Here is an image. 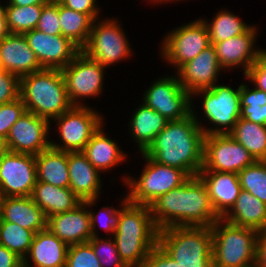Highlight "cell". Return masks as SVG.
Segmentation results:
<instances>
[{
  "label": "cell",
  "instance_id": "cell-3",
  "mask_svg": "<svg viewBox=\"0 0 266 267\" xmlns=\"http://www.w3.org/2000/svg\"><path fill=\"white\" fill-rule=\"evenodd\" d=\"M120 217L113 234L118 253L127 267H140L149 252L158 244L159 230L150 207L121 200Z\"/></svg>",
  "mask_w": 266,
  "mask_h": 267
},
{
  "label": "cell",
  "instance_id": "cell-27",
  "mask_svg": "<svg viewBox=\"0 0 266 267\" xmlns=\"http://www.w3.org/2000/svg\"><path fill=\"white\" fill-rule=\"evenodd\" d=\"M222 218L237 226L263 231L266 230V204L241 190L235 204Z\"/></svg>",
  "mask_w": 266,
  "mask_h": 267
},
{
  "label": "cell",
  "instance_id": "cell-30",
  "mask_svg": "<svg viewBox=\"0 0 266 267\" xmlns=\"http://www.w3.org/2000/svg\"><path fill=\"white\" fill-rule=\"evenodd\" d=\"M37 181L69 188L68 152L49 148L35 155Z\"/></svg>",
  "mask_w": 266,
  "mask_h": 267
},
{
  "label": "cell",
  "instance_id": "cell-37",
  "mask_svg": "<svg viewBox=\"0 0 266 267\" xmlns=\"http://www.w3.org/2000/svg\"><path fill=\"white\" fill-rule=\"evenodd\" d=\"M241 189L266 204V161H256L238 173Z\"/></svg>",
  "mask_w": 266,
  "mask_h": 267
},
{
  "label": "cell",
  "instance_id": "cell-48",
  "mask_svg": "<svg viewBox=\"0 0 266 267\" xmlns=\"http://www.w3.org/2000/svg\"><path fill=\"white\" fill-rule=\"evenodd\" d=\"M256 266L266 267V230L259 231L257 236Z\"/></svg>",
  "mask_w": 266,
  "mask_h": 267
},
{
  "label": "cell",
  "instance_id": "cell-8",
  "mask_svg": "<svg viewBox=\"0 0 266 267\" xmlns=\"http://www.w3.org/2000/svg\"><path fill=\"white\" fill-rule=\"evenodd\" d=\"M202 97L204 117L215 126H201L205 136L209 134H229L240 118V86L233 89L218 83L209 88L198 90L191 95ZM219 126V127H218ZM212 127V128H211Z\"/></svg>",
  "mask_w": 266,
  "mask_h": 267
},
{
  "label": "cell",
  "instance_id": "cell-54",
  "mask_svg": "<svg viewBox=\"0 0 266 267\" xmlns=\"http://www.w3.org/2000/svg\"><path fill=\"white\" fill-rule=\"evenodd\" d=\"M48 3H61L63 0H47Z\"/></svg>",
  "mask_w": 266,
  "mask_h": 267
},
{
  "label": "cell",
  "instance_id": "cell-28",
  "mask_svg": "<svg viewBox=\"0 0 266 267\" xmlns=\"http://www.w3.org/2000/svg\"><path fill=\"white\" fill-rule=\"evenodd\" d=\"M103 125L91 136L82 151L88 161L101 173L125 162L126 153L122 152L113 139L109 138Z\"/></svg>",
  "mask_w": 266,
  "mask_h": 267
},
{
  "label": "cell",
  "instance_id": "cell-17",
  "mask_svg": "<svg viewBox=\"0 0 266 267\" xmlns=\"http://www.w3.org/2000/svg\"><path fill=\"white\" fill-rule=\"evenodd\" d=\"M24 36L43 69L62 70L81 51L69 38L62 35H48L33 29L25 32Z\"/></svg>",
  "mask_w": 266,
  "mask_h": 267
},
{
  "label": "cell",
  "instance_id": "cell-22",
  "mask_svg": "<svg viewBox=\"0 0 266 267\" xmlns=\"http://www.w3.org/2000/svg\"><path fill=\"white\" fill-rule=\"evenodd\" d=\"M68 248L69 245L46 228L35 233L31 247L22 260V266L65 267Z\"/></svg>",
  "mask_w": 266,
  "mask_h": 267
},
{
  "label": "cell",
  "instance_id": "cell-2",
  "mask_svg": "<svg viewBox=\"0 0 266 267\" xmlns=\"http://www.w3.org/2000/svg\"><path fill=\"white\" fill-rule=\"evenodd\" d=\"M158 230L174 226H209L221 217L216 213L207 187L196 175L158 197L150 205Z\"/></svg>",
  "mask_w": 266,
  "mask_h": 267
},
{
  "label": "cell",
  "instance_id": "cell-50",
  "mask_svg": "<svg viewBox=\"0 0 266 267\" xmlns=\"http://www.w3.org/2000/svg\"><path fill=\"white\" fill-rule=\"evenodd\" d=\"M8 4L16 5V6H28V5H36V4H46L47 0H8Z\"/></svg>",
  "mask_w": 266,
  "mask_h": 267
},
{
  "label": "cell",
  "instance_id": "cell-38",
  "mask_svg": "<svg viewBox=\"0 0 266 267\" xmlns=\"http://www.w3.org/2000/svg\"><path fill=\"white\" fill-rule=\"evenodd\" d=\"M88 243L92 246L101 267H127L121 260L116 244L112 236L101 239L92 237Z\"/></svg>",
  "mask_w": 266,
  "mask_h": 267
},
{
  "label": "cell",
  "instance_id": "cell-42",
  "mask_svg": "<svg viewBox=\"0 0 266 267\" xmlns=\"http://www.w3.org/2000/svg\"><path fill=\"white\" fill-rule=\"evenodd\" d=\"M59 22V3H46L36 29L48 35H62Z\"/></svg>",
  "mask_w": 266,
  "mask_h": 267
},
{
  "label": "cell",
  "instance_id": "cell-1",
  "mask_svg": "<svg viewBox=\"0 0 266 267\" xmlns=\"http://www.w3.org/2000/svg\"><path fill=\"white\" fill-rule=\"evenodd\" d=\"M193 109L191 104L187 117L168 121L144 152L157 163L184 170L190 177L198 175L203 167L205 137Z\"/></svg>",
  "mask_w": 266,
  "mask_h": 267
},
{
  "label": "cell",
  "instance_id": "cell-5",
  "mask_svg": "<svg viewBox=\"0 0 266 267\" xmlns=\"http://www.w3.org/2000/svg\"><path fill=\"white\" fill-rule=\"evenodd\" d=\"M158 245L181 267H213L212 229L209 226L161 229Z\"/></svg>",
  "mask_w": 266,
  "mask_h": 267
},
{
  "label": "cell",
  "instance_id": "cell-10",
  "mask_svg": "<svg viewBox=\"0 0 266 267\" xmlns=\"http://www.w3.org/2000/svg\"><path fill=\"white\" fill-rule=\"evenodd\" d=\"M114 19H95L88 42L81 49L89 58L107 68L132 54L125 31L123 32L117 19Z\"/></svg>",
  "mask_w": 266,
  "mask_h": 267
},
{
  "label": "cell",
  "instance_id": "cell-20",
  "mask_svg": "<svg viewBox=\"0 0 266 267\" xmlns=\"http://www.w3.org/2000/svg\"><path fill=\"white\" fill-rule=\"evenodd\" d=\"M257 29L258 28L253 25L241 35L231 37L230 39L218 43H211L215 48L218 61L224 71L241 66L244 71L243 74L245 75L247 73L248 69L256 61L259 52L262 50L257 49L255 46Z\"/></svg>",
  "mask_w": 266,
  "mask_h": 267
},
{
  "label": "cell",
  "instance_id": "cell-29",
  "mask_svg": "<svg viewBox=\"0 0 266 267\" xmlns=\"http://www.w3.org/2000/svg\"><path fill=\"white\" fill-rule=\"evenodd\" d=\"M167 122L162 115L146 104L139 105L129 121V132H131L133 140L137 143L140 153L148 149Z\"/></svg>",
  "mask_w": 266,
  "mask_h": 267
},
{
  "label": "cell",
  "instance_id": "cell-44",
  "mask_svg": "<svg viewBox=\"0 0 266 267\" xmlns=\"http://www.w3.org/2000/svg\"><path fill=\"white\" fill-rule=\"evenodd\" d=\"M254 86L266 92V49H262L256 61L244 75Z\"/></svg>",
  "mask_w": 266,
  "mask_h": 267
},
{
  "label": "cell",
  "instance_id": "cell-19",
  "mask_svg": "<svg viewBox=\"0 0 266 267\" xmlns=\"http://www.w3.org/2000/svg\"><path fill=\"white\" fill-rule=\"evenodd\" d=\"M222 70L215 48L211 44L195 58L182 65L176 74L183 88L192 95L198 90L215 86Z\"/></svg>",
  "mask_w": 266,
  "mask_h": 267
},
{
  "label": "cell",
  "instance_id": "cell-16",
  "mask_svg": "<svg viewBox=\"0 0 266 267\" xmlns=\"http://www.w3.org/2000/svg\"><path fill=\"white\" fill-rule=\"evenodd\" d=\"M50 125L48 120L26 111L10 128L6 138L8 151L38 155L49 149Z\"/></svg>",
  "mask_w": 266,
  "mask_h": 267
},
{
  "label": "cell",
  "instance_id": "cell-13",
  "mask_svg": "<svg viewBox=\"0 0 266 267\" xmlns=\"http://www.w3.org/2000/svg\"><path fill=\"white\" fill-rule=\"evenodd\" d=\"M143 94V103L167 121L180 120L191 113V95L183 88L178 76L160 77Z\"/></svg>",
  "mask_w": 266,
  "mask_h": 267
},
{
  "label": "cell",
  "instance_id": "cell-18",
  "mask_svg": "<svg viewBox=\"0 0 266 267\" xmlns=\"http://www.w3.org/2000/svg\"><path fill=\"white\" fill-rule=\"evenodd\" d=\"M97 199H88L75 209L47 218V228L67 245L87 243L92 238L91 216L88 207Z\"/></svg>",
  "mask_w": 266,
  "mask_h": 267
},
{
  "label": "cell",
  "instance_id": "cell-51",
  "mask_svg": "<svg viewBox=\"0 0 266 267\" xmlns=\"http://www.w3.org/2000/svg\"><path fill=\"white\" fill-rule=\"evenodd\" d=\"M8 152L6 140L0 138V160Z\"/></svg>",
  "mask_w": 266,
  "mask_h": 267
},
{
  "label": "cell",
  "instance_id": "cell-21",
  "mask_svg": "<svg viewBox=\"0 0 266 267\" xmlns=\"http://www.w3.org/2000/svg\"><path fill=\"white\" fill-rule=\"evenodd\" d=\"M1 69L19 78L42 70L24 34L8 33L0 40Z\"/></svg>",
  "mask_w": 266,
  "mask_h": 267
},
{
  "label": "cell",
  "instance_id": "cell-31",
  "mask_svg": "<svg viewBox=\"0 0 266 267\" xmlns=\"http://www.w3.org/2000/svg\"><path fill=\"white\" fill-rule=\"evenodd\" d=\"M256 161H266V125L239 118L229 133Z\"/></svg>",
  "mask_w": 266,
  "mask_h": 267
},
{
  "label": "cell",
  "instance_id": "cell-24",
  "mask_svg": "<svg viewBox=\"0 0 266 267\" xmlns=\"http://www.w3.org/2000/svg\"><path fill=\"white\" fill-rule=\"evenodd\" d=\"M198 176L207 187L214 210L222 218L235 204L242 190L238 174L201 170Z\"/></svg>",
  "mask_w": 266,
  "mask_h": 267
},
{
  "label": "cell",
  "instance_id": "cell-41",
  "mask_svg": "<svg viewBox=\"0 0 266 267\" xmlns=\"http://www.w3.org/2000/svg\"><path fill=\"white\" fill-rule=\"evenodd\" d=\"M91 216V229H92V237H98L97 234V226L99 225L104 231L114 234L117 229V225L120 217V210L115 207L106 206L99 211V213L93 212V210H89ZM97 214V215H96Z\"/></svg>",
  "mask_w": 266,
  "mask_h": 267
},
{
  "label": "cell",
  "instance_id": "cell-23",
  "mask_svg": "<svg viewBox=\"0 0 266 267\" xmlns=\"http://www.w3.org/2000/svg\"><path fill=\"white\" fill-rule=\"evenodd\" d=\"M69 188L82 201L99 199L102 183L100 172L82 151L68 152Z\"/></svg>",
  "mask_w": 266,
  "mask_h": 267
},
{
  "label": "cell",
  "instance_id": "cell-33",
  "mask_svg": "<svg viewBox=\"0 0 266 267\" xmlns=\"http://www.w3.org/2000/svg\"><path fill=\"white\" fill-rule=\"evenodd\" d=\"M206 24L211 43H218L231 37H235L246 32L252 25H247L240 18L230 11L220 10L210 22L202 18Z\"/></svg>",
  "mask_w": 266,
  "mask_h": 267
},
{
  "label": "cell",
  "instance_id": "cell-9",
  "mask_svg": "<svg viewBox=\"0 0 266 267\" xmlns=\"http://www.w3.org/2000/svg\"><path fill=\"white\" fill-rule=\"evenodd\" d=\"M101 113L87 105L72 106L53 119L62 144L50 141L51 148L64 152L83 151L91 136L104 124Z\"/></svg>",
  "mask_w": 266,
  "mask_h": 267
},
{
  "label": "cell",
  "instance_id": "cell-26",
  "mask_svg": "<svg viewBox=\"0 0 266 267\" xmlns=\"http://www.w3.org/2000/svg\"><path fill=\"white\" fill-rule=\"evenodd\" d=\"M32 200L44 211L46 218L75 209L83 201L70 188L57 187L36 181Z\"/></svg>",
  "mask_w": 266,
  "mask_h": 267
},
{
  "label": "cell",
  "instance_id": "cell-12",
  "mask_svg": "<svg viewBox=\"0 0 266 267\" xmlns=\"http://www.w3.org/2000/svg\"><path fill=\"white\" fill-rule=\"evenodd\" d=\"M105 68L80 51L61 71L65 79L67 96L73 106H84L80 100L94 98L103 90Z\"/></svg>",
  "mask_w": 266,
  "mask_h": 267
},
{
  "label": "cell",
  "instance_id": "cell-11",
  "mask_svg": "<svg viewBox=\"0 0 266 267\" xmlns=\"http://www.w3.org/2000/svg\"><path fill=\"white\" fill-rule=\"evenodd\" d=\"M160 44L161 57L177 70L211 45L209 31L202 19L169 31Z\"/></svg>",
  "mask_w": 266,
  "mask_h": 267
},
{
  "label": "cell",
  "instance_id": "cell-14",
  "mask_svg": "<svg viewBox=\"0 0 266 267\" xmlns=\"http://www.w3.org/2000/svg\"><path fill=\"white\" fill-rule=\"evenodd\" d=\"M255 162L253 156L229 134H209L204 137L201 170L238 174Z\"/></svg>",
  "mask_w": 266,
  "mask_h": 267
},
{
  "label": "cell",
  "instance_id": "cell-46",
  "mask_svg": "<svg viewBox=\"0 0 266 267\" xmlns=\"http://www.w3.org/2000/svg\"><path fill=\"white\" fill-rule=\"evenodd\" d=\"M61 4L74 11L88 14L93 20L98 19L101 12L96 0H63Z\"/></svg>",
  "mask_w": 266,
  "mask_h": 267
},
{
  "label": "cell",
  "instance_id": "cell-6",
  "mask_svg": "<svg viewBox=\"0 0 266 267\" xmlns=\"http://www.w3.org/2000/svg\"><path fill=\"white\" fill-rule=\"evenodd\" d=\"M213 267H248L256 264L259 231L218 219L212 226Z\"/></svg>",
  "mask_w": 266,
  "mask_h": 267
},
{
  "label": "cell",
  "instance_id": "cell-34",
  "mask_svg": "<svg viewBox=\"0 0 266 267\" xmlns=\"http://www.w3.org/2000/svg\"><path fill=\"white\" fill-rule=\"evenodd\" d=\"M240 118L266 125V92L240 84Z\"/></svg>",
  "mask_w": 266,
  "mask_h": 267
},
{
  "label": "cell",
  "instance_id": "cell-15",
  "mask_svg": "<svg viewBox=\"0 0 266 267\" xmlns=\"http://www.w3.org/2000/svg\"><path fill=\"white\" fill-rule=\"evenodd\" d=\"M36 181L35 155L8 151L0 160V187L5 197L31 196Z\"/></svg>",
  "mask_w": 266,
  "mask_h": 267
},
{
  "label": "cell",
  "instance_id": "cell-43",
  "mask_svg": "<svg viewBox=\"0 0 266 267\" xmlns=\"http://www.w3.org/2000/svg\"><path fill=\"white\" fill-rule=\"evenodd\" d=\"M20 97V78L0 69V105L15 101Z\"/></svg>",
  "mask_w": 266,
  "mask_h": 267
},
{
  "label": "cell",
  "instance_id": "cell-40",
  "mask_svg": "<svg viewBox=\"0 0 266 267\" xmlns=\"http://www.w3.org/2000/svg\"><path fill=\"white\" fill-rule=\"evenodd\" d=\"M25 112L26 108L20 97L15 101L0 105V138L6 140L10 128Z\"/></svg>",
  "mask_w": 266,
  "mask_h": 267
},
{
  "label": "cell",
  "instance_id": "cell-32",
  "mask_svg": "<svg viewBox=\"0 0 266 267\" xmlns=\"http://www.w3.org/2000/svg\"><path fill=\"white\" fill-rule=\"evenodd\" d=\"M61 34L82 49L88 42L94 20L85 13L66 8L59 3Z\"/></svg>",
  "mask_w": 266,
  "mask_h": 267
},
{
  "label": "cell",
  "instance_id": "cell-39",
  "mask_svg": "<svg viewBox=\"0 0 266 267\" xmlns=\"http://www.w3.org/2000/svg\"><path fill=\"white\" fill-rule=\"evenodd\" d=\"M65 267H101L92 246L87 243L69 245Z\"/></svg>",
  "mask_w": 266,
  "mask_h": 267
},
{
  "label": "cell",
  "instance_id": "cell-55",
  "mask_svg": "<svg viewBox=\"0 0 266 267\" xmlns=\"http://www.w3.org/2000/svg\"><path fill=\"white\" fill-rule=\"evenodd\" d=\"M248 267H257V266H256V264H253V265H251V266H248Z\"/></svg>",
  "mask_w": 266,
  "mask_h": 267
},
{
  "label": "cell",
  "instance_id": "cell-52",
  "mask_svg": "<svg viewBox=\"0 0 266 267\" xmlns=\"http://www.w3.org/2000/svg\"><path fill=\"white\" fill-rule=\"evenodd\" d=\"M4 198H5L4 193L2 192L1 187H0V217H1Z\"/></svg>",
  "mask_w": 266,
  "mask_h": 267
},
{
  "label": "cell",
  "instance_id": "cell-36",
  "mask_svg": "<svg viewBox=\"0 0 266 267\" xmlns=\"http://www.w3.org/2000/svg\"><path fill=\"white\" fill-rule=\"evenodd\" d=\"M34 235L33 231L16 223L0 221V245L14 252L22 260L31 247Z\"/></svg>",
  "mask_w": 266,
  "mask_h": 267
},
{
  "label": "cell",
  "instance_id": "cell-25",
  "mask_svg": "<svg viewBox=\"0 0 266 267\" xmlns=\"http://www.w3.org/2000/svg\"><path fill=\"white\" fill-rule=\"evenodd\" d=\"M0 221L16 223L34 233L47 228L44 211L32 200L31 196L5 197Z\"/></svg>",
  "mask_w": 266,
  "mask_h": 267
},
{
  "label": "cell",
  "instance_id": "cell-47",
  "mask_svg": "<svg viewBox=\"0 0 266 267\" xmlns=\"http://www.w3.org/2000/svg\"><path fill=\"white\" fill-rule=\"evenodd\" d=\"M0 267H23L22 259L5 246L0 245Z\"/></svg>",
  "mask_w": 266,
  "mask_h": 267
},
{
  "label": "cell",
  "instance_id": "cell-35",
  "mask_svg": "<svg viewBox=\"0 0 266 267\" xmlns=\"http://www.w3.org/2000/svg\"><path fill=\"white\" fill-rule=\"evenodd\" d=\"M44 4L16 6L6 4V24L9 33L24 34L36 29Z\"/></svg>",
  "mask_w": 266,
  "mask_h": 267
},
{
  "label": "cell",
  "instance_id": "cell-7",
  "mask_svg": "<svg viewBox=\"0 0 266 267\" xmlns=\"http://www.w3.org/2000/svg\"><path fill=\"white\" fill-rule=\"evenodd\" d=\"M141 155L147 163L140 177L123 178V182L130 189L126 198L133 204L149 206L158 197L181 186L190 178L184 170L157 163L144 152Z\"/></svg>",
  "mask_w": 266,
  "mask_h": 267
},
{
  "label": "cell",
  "instance_id": "cell-4",
  "mask_svg": "<svg viewBox=\"0 0 266 267\" xmlns=\"http://www.w3.org/2000/svg\"><path fill=\"white\" fill-rule=\"evenodd\" d=\"M20 98L26 111L50 123L73 106L63 73L58 69H42L20 78Z\"/></svg>",
  "mask_w": 266,
  "mask_h": 267
},
{
  "label": "cell",
  "instance_id": "cell-49",
  "mask_svg": "<svg viewBox=\"0 0 266 267\" xmlns=\"http://www.w3.org/2000/svg\"><path fill=\"white\" fill-rule=\"evenodd\" d=\"M1 3V2H0ZM6 5L0 4V40L4 38L8 33V28L6 24Z\"/></svg>",
  "mask_w": 266,
  "mask_h": 267
},
{
  "label": "cell",
  "instance_id": "cell-53",
  "mask_svg": "<svg viewBox=\"0 0 266 267\" xmlns=\"http://www.w3.org/2000/svg\"><path fill=\"white\" fill-rule=\"evenodd\" d=\"M150 2L153 1L156 4H161L164 2H173L174 0H149Z\"/></svg>",
  "mask_w": 266,
  "mask_h": 267
},
{
  "label": "cell",
  "instance_id": "cell-45",
  "mask_svg": "<svg viewBox=\"0 0 266 267\" xmlns=\"http://www.w3.org/2000/svg\"><path fill=\"white\" fill-rule=\"evenodd\" d=\"M140 267H181L158 244L149 252Z\"/></svg>",
  "mask_w": 266,
  "mask_h": 267
}]
</instances>
